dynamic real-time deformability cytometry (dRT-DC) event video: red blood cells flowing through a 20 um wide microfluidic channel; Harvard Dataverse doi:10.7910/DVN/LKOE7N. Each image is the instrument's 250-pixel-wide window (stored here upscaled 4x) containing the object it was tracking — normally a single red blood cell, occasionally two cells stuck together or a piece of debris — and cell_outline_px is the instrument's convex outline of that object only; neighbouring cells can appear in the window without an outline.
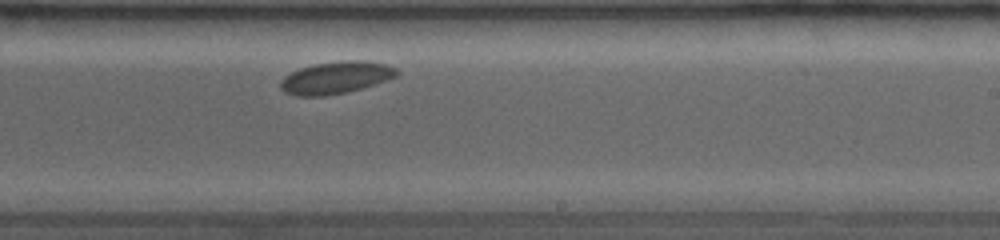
{"species": "common noctule bat (a hibernating species)", "species_latin": "Nyctalus noctula", "temperature_condition": "room temperature", "stored_images_in_passage": 28, "camera_frame_rate_fps": 3500, "um_per_image_px": 0.085, "animal": {"sex": "female", "body_mass_g": 19.0, "forearm_length_mm": 53.3}, "frame": {"image": 1, "passage_image": 12, "time_ms": 5.143, "image_size_px": [1000, 240], "cell_outline_px": [[400, 72], [396, 76], [388, 80], [376, 84], [344, 92], [324, 96], [296, 96], [284, 92], [280, 88], [280, 80], [284, 76], [300, 68], [316, 64], [340, 60], [368, 60], [384, 64], [396, 68]], "centroid_in_image_um": [28.55, 6.59], "position_along_channel_um": 260.5, "area_um2": 21.85}}
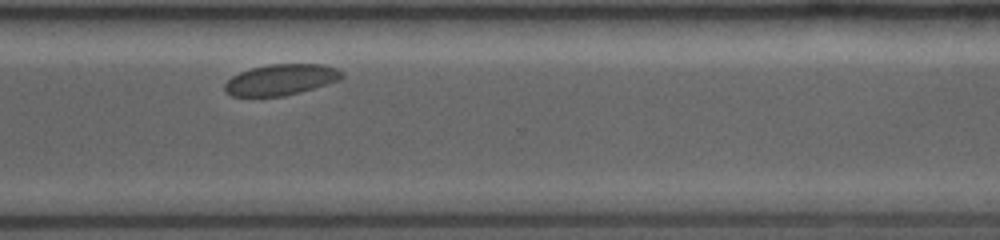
{"frame": {"image": 2, "passage_image": 22, "time_ms": 7.429, "image_size_px": [1000, 240], "cell_outline_px": [[344, 76], [340, 80], [300, 92], [284, 96], [252, 100], [232, 96], [224, 92], [224, 84], [232, 76], [240, 72], [252, 68], [268, 64], [324, 64], [336, 68], [344, 72]], "centroid_in_image_um": [23.81, 6.82], "position_along_channel_um": 346.8, "area_um2": 21.96}}
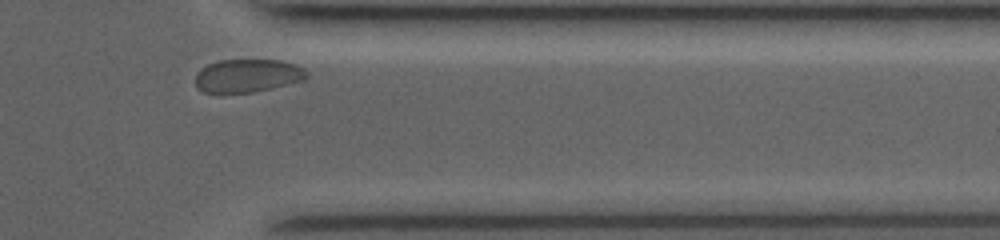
{"frame": {"image": 3, "passage_image": 26, "time_ms": 8.571, "image_size_px": [1000, 240], "cell_outline_px": [[308, 76], [304, 80], [272, 88], [252, 92], [224, 96], [200, 92], [196, 88], [196, 72], [200, 68], [208, 64], [220, 60], [280, 60], [296, 64], [304, 68], [308, 72]], "centroid_in_image_um": [20.98, 6.47], "position_along_channel_um": 390.4, "area_um2": 22.37}}